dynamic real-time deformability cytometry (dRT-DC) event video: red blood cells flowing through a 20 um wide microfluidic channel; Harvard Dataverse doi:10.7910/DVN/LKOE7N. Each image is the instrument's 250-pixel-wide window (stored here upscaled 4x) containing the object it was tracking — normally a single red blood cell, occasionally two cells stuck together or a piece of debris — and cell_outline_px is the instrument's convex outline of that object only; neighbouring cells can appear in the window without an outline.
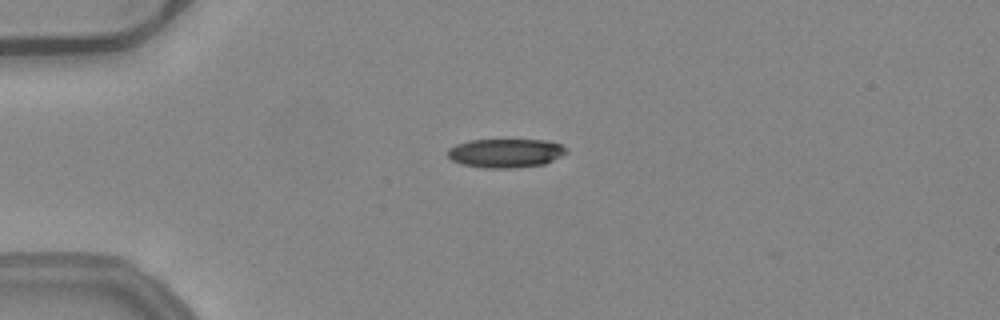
{"species": "common noctule bat (a hibernating species)", "species_latin": "Nyctalus noctula", "temperature_condition": "warm", "stored_images_in_passage": 4, "camera_frame_rate_fps": 3000, "um_per_image_px": 0.085, "animal": {"sex": "female", "body_mass_g": 24.6, "forearm_length_mm": 56.2}, "frame": {"image": 1, "passage_image": 2, "time_ms": 0.333, "image_size_px": [1000, 320], "cell_outline_px": [[568, 152], [544, 164], [512, 168], [484, 168], [464, 164], [452, 160], [448, 156], [448, 148], [456, 144], [468, 140], [544, 140], [560, 144], [568, 148]], "centroid_in_image_um": [42.98, 13.01], "position_along_channel_um": 42.0, "area_um2": 19.88}}